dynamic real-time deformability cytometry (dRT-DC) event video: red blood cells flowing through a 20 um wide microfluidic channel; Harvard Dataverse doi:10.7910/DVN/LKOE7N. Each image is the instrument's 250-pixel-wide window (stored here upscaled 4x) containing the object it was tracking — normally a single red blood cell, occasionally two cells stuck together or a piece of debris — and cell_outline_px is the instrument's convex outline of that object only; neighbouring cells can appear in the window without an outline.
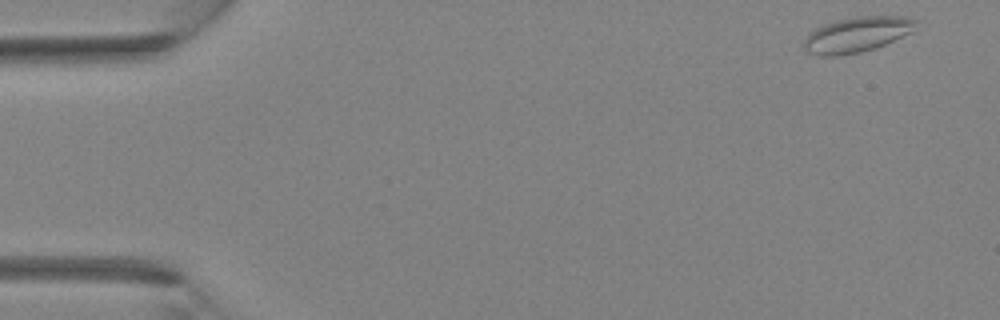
{"species": "Egyptian fruit bat (a non-hibernating species)", "species_latin": "Rousettus aegyptiacus", "temperature_condition": "room temperature", "stored_images_in_passage": 36, "camera_frame_rate_fps": 3000, "um_per_image_px": 0.085, "animal": {"sex": "female"}, "frame": {"image": 1, "passage_image": 1, "time_ms": 0.0, "image_size_px": [1000, 320], "cell_outline_px": [[920, 20], [912, 32], [884, 44], [860, 52], [836, 56], [820, 56], [808, 52], [804, 48], [804, 40], [808, 32], [824, 24], [840, 20], [860, 16], [904, 16]], "centroid_in_image_um": [72.85, 2.93], "position_along_channel_um": 12.2, "area_um2": 22.89}}
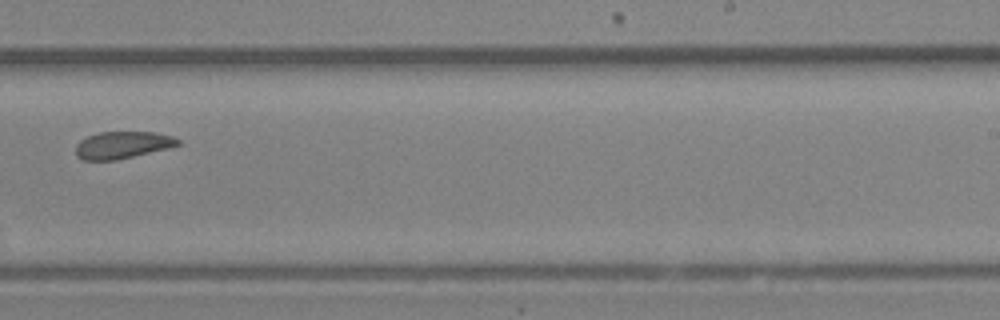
{"frame": {"image": 2, "passage_image": 23, "time_ms": 7.333, "image_size_px": [1000, 320], "cell_outline_px": [[180, 144], [168, 148], [116, 160], [84, 160], [76, 156], [76, 144], [80, 140], [88, 136], [100, 132], [156, 132], [172, 136], [180, 140]], "centroid_in_image_um": [10.4, 12.32], "position_along_channel_um": 278.6, "area_um2": 16.07}}
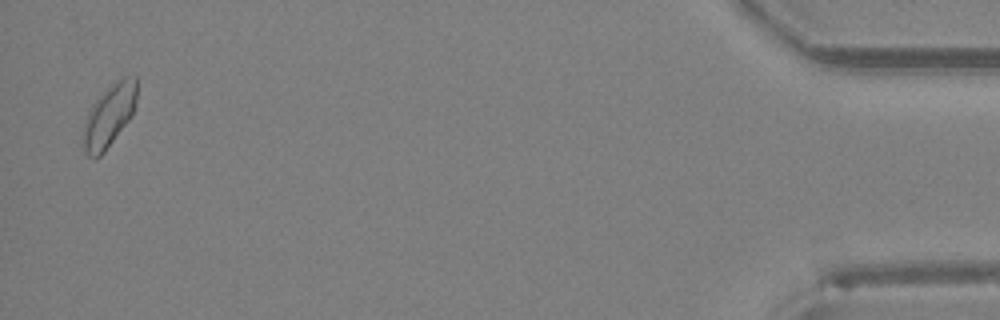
{"frame": {"image": 3, "passage_image": 36, "time_ms": 11.667, "image_size_px": [1000, 320], "cell_outline_px": [[136, 104], [132, 116], [104, 152], [100, 156], [88, 156], [84, 152], [80, 144], [84, 124], [88, 108], [116, 80], [124, 76], [136, 76]], "centroid_in_image_um": [9.24, 9.85], "position_along_channel_um": 426.0, "area_um2": 19.65}}